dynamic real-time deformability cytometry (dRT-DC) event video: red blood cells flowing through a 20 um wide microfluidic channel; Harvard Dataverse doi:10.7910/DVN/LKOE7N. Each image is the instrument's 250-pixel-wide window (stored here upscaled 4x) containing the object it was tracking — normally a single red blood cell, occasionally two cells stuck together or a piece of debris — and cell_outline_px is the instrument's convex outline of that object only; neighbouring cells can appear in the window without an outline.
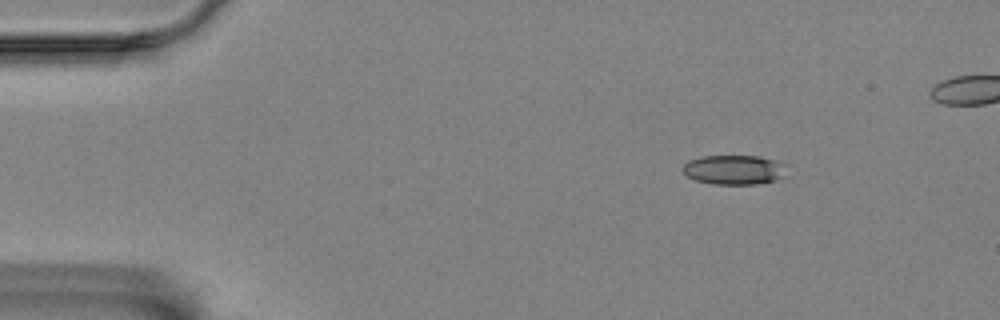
{"species": "Egyptian fruit bat (a non-hibernating species)", "species_latin": "Rousettus aegyptiacus", "temperature_condition": "room temperature", "stored_images_in_passage": 47, "camera_frame_rate_fps": 3000, "um_per_image_px": 0.085, "animal": {"sex": "female"}, "frame": {"image": 1, "passage_image": 1, "time_ms": 0.0, "image_size_px": [1000, 320], "cell_outline_px": [[780, 176], [776, 180], [756, 184], [712, 184], [696, 180], [688, 176], [680, 168], [688, 160], [700, 156], [760, 156], [772, 160], [780, 164]], "centroid_in_image_um": [62.24, 14.43], "position_along_channel_um": 22.8, "area_um2": 17.34}}
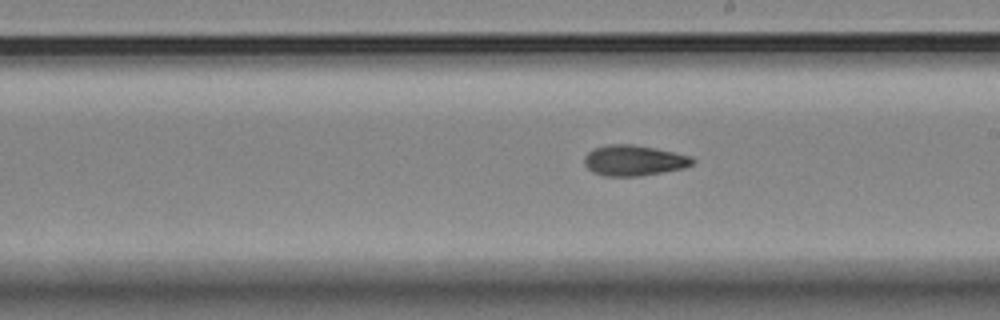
{"frame": {"image": 2, "passage_image": 26, "time_ms": 8.333, "image_size_px": [1000, 320], "cell_outline_px": [[696, 160], [692, 164], [684, 168], [640, 176], [604, 176], [592, 172], [584, 164], [584, 156], [588, 152], [596, 148], [608, 144], [632, 144], [656, 148], [692, 156]], "centroid_in_image_um": [53.88, 13.64], "position_along_channel_um": 235.1, "area_um2": 19.36}}
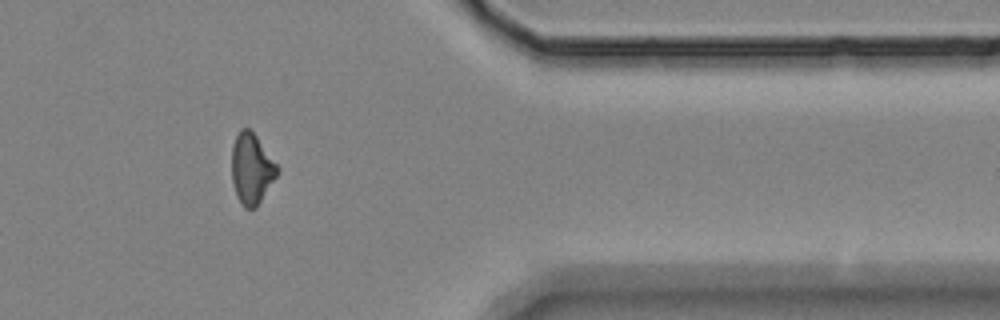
{"frame": {"image": 3, "passage_image": 41, "time_ms": 13.333, "image_size_px": [1000, 320], "cell_outline_px": [[280, 168], [276, 176], [256, 208], [244, 208], [236, 196], [232, 184], [232, 144], [240, 128], [248, 128], [256, 136]], "centroid_in_image_um": [21.36, 14.35], "position_along_channel_um": 390.0, "area_um2": 18.67}}